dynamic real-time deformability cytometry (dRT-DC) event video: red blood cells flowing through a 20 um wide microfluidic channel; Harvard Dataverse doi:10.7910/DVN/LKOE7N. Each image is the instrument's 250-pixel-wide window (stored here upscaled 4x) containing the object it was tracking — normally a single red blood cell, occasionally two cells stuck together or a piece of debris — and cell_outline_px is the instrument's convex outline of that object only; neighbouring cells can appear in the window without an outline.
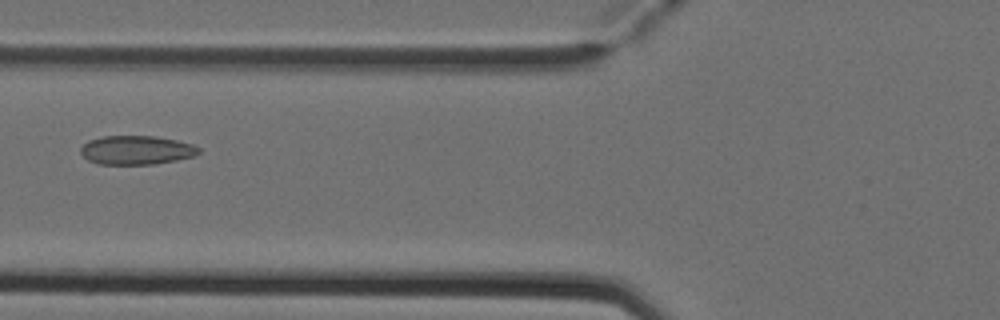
{"species": "Egyptian fruit bat (a non-hibernating species)", "species_latin": "Rousettus aegyptiacus", "temperature_condition": "cold", "stored_images_in_passage": 6, "camera_frame_rate_fps": 3000, "um_per_image_px": 0.085, "animal": {"sex": "female"}, "frame": {"image": 1, "passage_image": 6, "time_ms": 1.667, "image_size_px": [1000, 320], "cell_outline_px": [[200, 152], [192, 156], [176, 160], [152, 164], [100, 164], [88, 160], [80, 152], [80, 148], [88, 140], [100, 136], [156, 136], [176, 140], [192, 144], [200, 148]], "centroid_in_image_um": [11.57, 12.75], "position_along_channel_um": 114.2, "area_um2": 19.83}}